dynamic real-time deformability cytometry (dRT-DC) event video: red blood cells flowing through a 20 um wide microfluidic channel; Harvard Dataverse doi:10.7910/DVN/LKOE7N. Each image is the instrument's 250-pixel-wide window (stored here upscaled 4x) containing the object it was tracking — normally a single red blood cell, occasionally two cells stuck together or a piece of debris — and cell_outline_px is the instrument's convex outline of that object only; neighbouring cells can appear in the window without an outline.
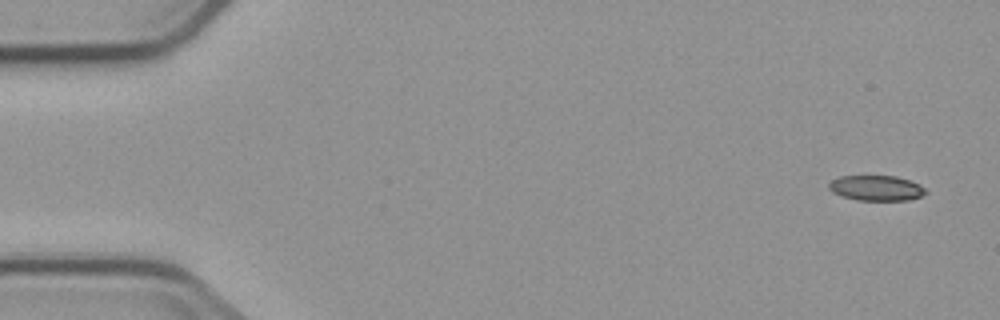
{"species": "common noctule bat (a hibernating species)", "species_latin": "Nyctalus noctula", "temperature_condition": "cold", "stored_images_in_passage": 5, "camera_frame_rate_fps": 3000, "um_per_image_px": 0.085, "animal": {"sex": "male", "body_mass_g": 23.1, "forearm_length_mm": 52.7}, "frame": {"image": 1, "passage_image": 1, "time_ms": 0.0, "image_size_px": [1000, 320], "cell_outline_px": [[928, 192], [920, 196], [908, 200], [856, 200], [840, 196], [832, 192], [828, 188], [828, 184], [832, 180], [840, 176], [896, 176], [920, 184]], "centroid_in_image_um": [74.46, 15.98], "position_along_channel_um": 10.5, "area_um2": 14.28}}
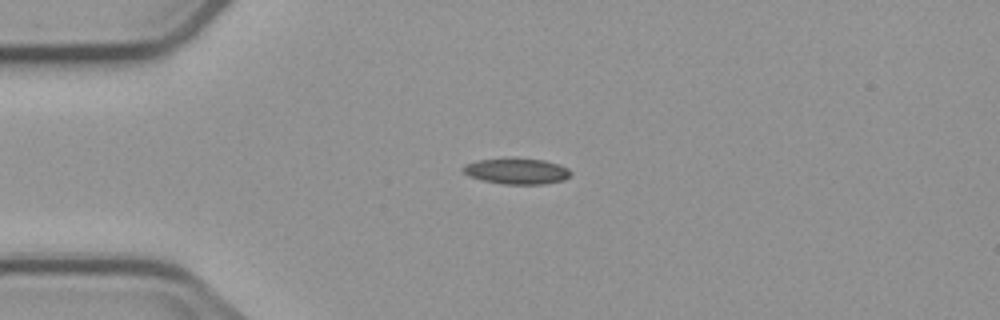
{"frame": {"image": 2, "passage_image": 4, "time_ms": 3.667, "image_size_px": [1000, 320], "cell_outline_px": [[572, 172], [564, 180], [544, 184], [504, 184], [484, 180], [468, 176], [460, 168], [464, 164], [476, 160], [512, 156], [544, 160], [568, 168]], "centroid_in_image_um": [43.87, 14.51], "position_along_channel_um": 41.1, "area_um2": 16.65}}